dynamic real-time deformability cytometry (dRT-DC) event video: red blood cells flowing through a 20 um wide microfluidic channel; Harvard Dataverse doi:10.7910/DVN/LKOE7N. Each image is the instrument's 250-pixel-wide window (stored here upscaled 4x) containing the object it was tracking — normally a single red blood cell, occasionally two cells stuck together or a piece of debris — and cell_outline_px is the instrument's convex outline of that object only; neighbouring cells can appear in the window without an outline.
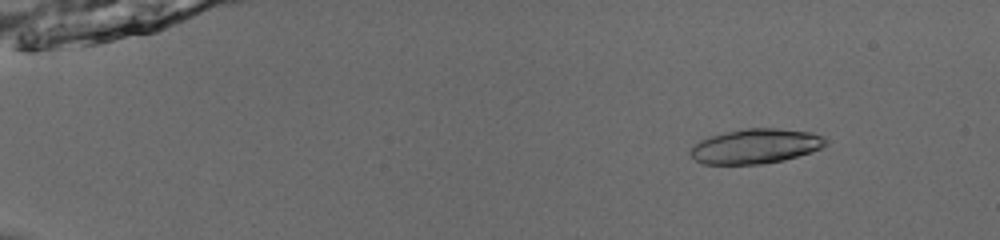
{"species": "common noctule bat (a hibernating species)", "species_latin": "Nyctalus noctula", "temperature_condition": "room temperature", "stored_images_in_passage": 52, "segment_of_instrument_passage": [1, 2], "camera_frame_rate_fps": 3000, "um_per_image_px": 0.085, "animal": {"sex": "male", "body_mass_g": 13.0, "forearm_length_mm": 53.1}, "frame": {"image": 1, "passage_image": 7, "time_ms": 2.0, "image_size_px": [1000, 240], "cell_outline_px": [[828, 144], [812, 152], [784, 160], [760, 164], [704, 164], [696, 160], [688, 152], [700, 140], [708, 136], [744, 128], [776, 128], [812, 132], [824, 136], [828, 140]], "centroid_in_image_um": [64.26, 12.42], "position_along_channel_um": 20.7, "area_um2": 27.51}}